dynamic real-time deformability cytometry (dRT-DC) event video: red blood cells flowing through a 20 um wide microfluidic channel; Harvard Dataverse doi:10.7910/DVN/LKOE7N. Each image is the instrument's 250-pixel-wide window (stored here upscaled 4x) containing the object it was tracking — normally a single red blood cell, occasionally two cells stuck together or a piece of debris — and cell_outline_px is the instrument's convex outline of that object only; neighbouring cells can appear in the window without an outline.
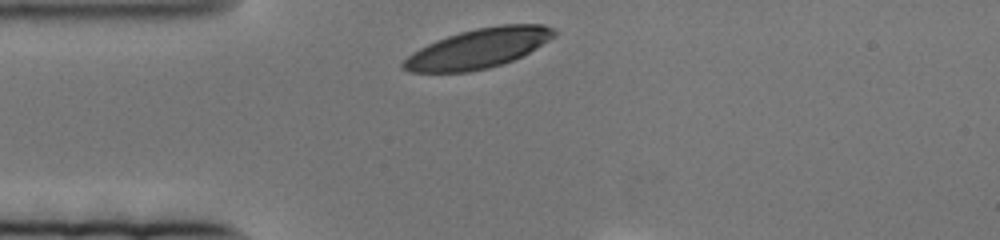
{"species": "human", "species_latin": "Homo sapiens", "temperature_condition": "cold", "stored_images_in_passage": 16, "camera_frame_rate_fps": 3000, "um_per_image_px": 0.085, "donor": {"sex": "female"}, "frame": {"image": 1, "passage_image": 1, "time_ms": 0.0, "image_size_px": [1000, 240], "cell_outline_px": [[556, 32], [548, 40], [536, 48], [512, 60], [488, 68], [468, 72], [408, 72], [400, 64], [412, 52], [436, 40], [460, 32], [476, 28], [500, 24], [544, 24], [552, 28]], "centroid_in_image_um": [40.62, 4.11], "position_along_channel_um": 44.4, "area_um2": 34.39}}
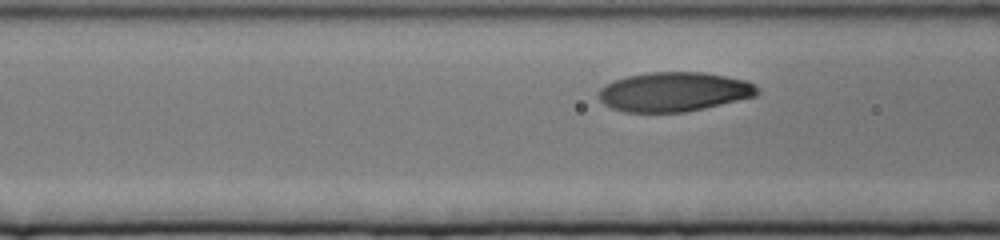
{"frame": {"image": 2, "passage_image": 11, "time_ms": 3.333, "image_size_px": [1000, 240], "cell_outline_px": [[760, 92], [756, 96], [704, 108], [684, 112], [624, 112], [612, 108], [604, 104], [600, 100], [600, 88], [604, 84], [628, 76], [648, 72], [704, 72], [748, 80], [756, 84], [760, 88]], "centroid_in_image_um": [57.34, 7.8], "position_along_channel_um": 109.3, "area_um2": 36.53}}
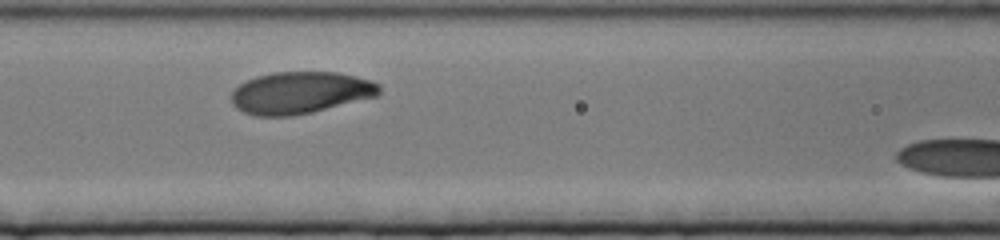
{"frame": {"image": 3, "passage_image": 15, "time_ms": 4.667, "image_size_px": [1000, 240], "cell_outline_px": [[380, 92], [376, 96], [312, 112], [292, 116], [256, 116], [244, 112], [236, 108], [232, 104], [232, 92], [240, 84], [256, 76], [272, 72], [340, 72], [372, 80], [380, 84]], "centroid_in_image_um": [25.53, 7.87], "position_along_channel_um": 141.1, "area_um2": 36.18}}